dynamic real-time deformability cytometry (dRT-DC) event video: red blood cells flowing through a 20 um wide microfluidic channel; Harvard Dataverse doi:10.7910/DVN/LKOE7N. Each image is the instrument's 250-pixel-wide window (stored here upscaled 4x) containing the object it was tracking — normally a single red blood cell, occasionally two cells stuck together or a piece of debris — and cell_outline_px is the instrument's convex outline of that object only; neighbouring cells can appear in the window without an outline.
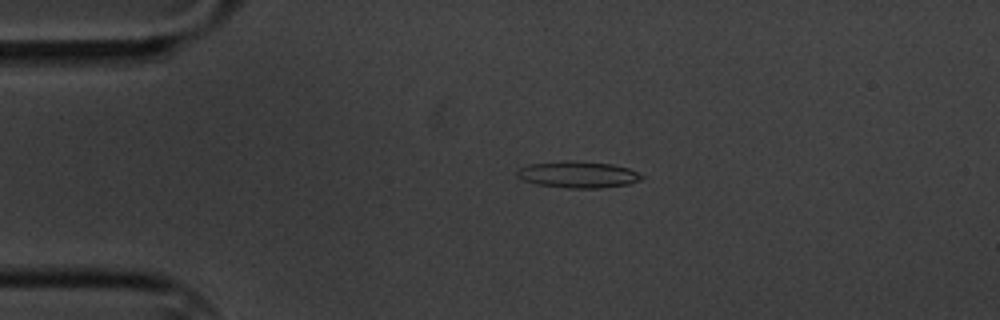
{"species": "common noctule bat (a hibernating species)", "species_latin": "Nyctalus noctula", "temperature_condition": "cold", "stored_images_in_passage": 5, "camera_frame_rate_fps": 3000, "um_per_image_px": 0.085, "animal": {"sex": "male", "body_mass_g": 20.1, "forearm_length_mm": 53.5}, "frame": {"image": 1, "passage_image": 2, "time_ms": 1.333, "image_size_px": [1000, 320], "cell_outline_px": [[644, 176], [640, 180], [628, 184], [600, 188], [564, 188], [536, 184], [524, 180], [516, 176], [516, 172], [520, 168], [528, 164], [564, 160], [576, 160], [612, 164], [628, 168]], "centroid_in_image_um": [49.1, 14.83], "position_along_channel_um": 35.9, "area_um2": 19.42}}
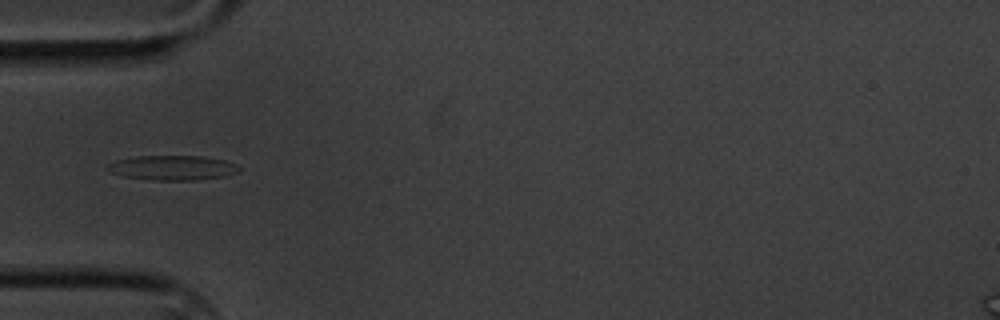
{"frame": {"image": 2, "passage_image": 3, "time_ms": 3.333, "image_size_px": [1000, 320], "cell_outline_px": [[240, 172], [224, 176], [196, 180], [152, 180], [120, 176], [108, 172], [108, 164], [116, 160], [136, 156], [204, 156], [224, 160], [236, 164], [240, 168]], "centroid_in_image_um": [14.66, 14.26], "position_along_channel_um": 70.3, "area_um2": 19.07}}
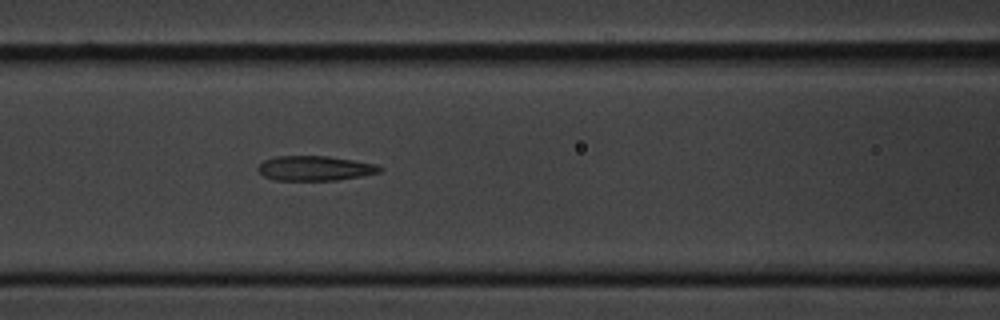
{"frame": {"image": 3, "passage_image": 5, "time_ms": 5.333, "image_size_px": [1000, 320], "cell_outline_px": [[384, 168], [380, 172], [364, 176], [336, 180], [272, 180], [264, 176], [256, 168], [264, 160], [276, 156], [328, 156], [376, 164]], "centroid_in_image_um": [26.78, 14.3], "position_along_channel_um": 139.8, "area_um2": 17.63}}